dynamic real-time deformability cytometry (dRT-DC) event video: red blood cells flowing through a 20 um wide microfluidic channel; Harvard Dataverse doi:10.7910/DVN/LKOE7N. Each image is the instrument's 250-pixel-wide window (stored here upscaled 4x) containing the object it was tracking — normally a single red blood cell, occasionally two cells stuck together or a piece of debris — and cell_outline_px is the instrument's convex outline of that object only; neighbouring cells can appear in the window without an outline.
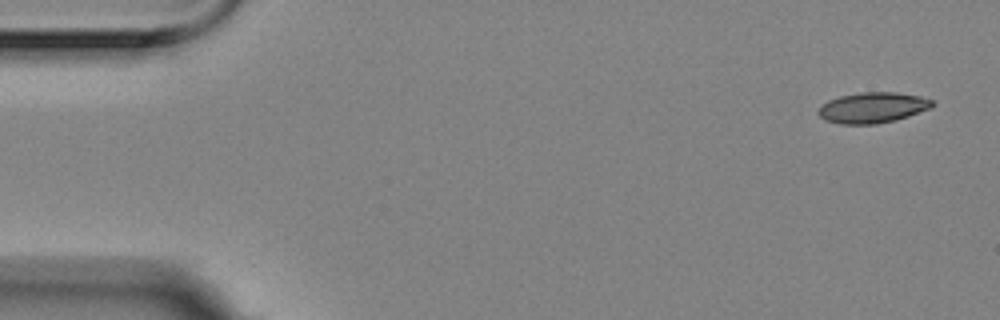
{"species": "Egyptian fruit bat (a non-hibernating species)", "species_latin": "Rousettus aegyptiacus", "temperature_condition": "room temperature", "stored_images_in_passage": 2, "segment_of_instrument_passage": [2, 2], "camera_frame_rate_fps": 3000, "um_per_image_px": 0.085, "animal": {"sex": "female"}, "frame": {"image": 1, "passage_image": 2, "time_ms": 0.333, "image_size_px": [1000, 320], "cell_outline_px": [[936, 104], [932, 108], [896, 120], [876, 124], [840, 124], [824, 120], [816, 112], [820, 104], [828, 100], [840, 96], [860, 92], [896, 92], [920, 96], [932, 100]], "centroid_in_image_um": [74.16, 9.15], "position_along_channel_um": 10.8, "area_um2": 20.63}}